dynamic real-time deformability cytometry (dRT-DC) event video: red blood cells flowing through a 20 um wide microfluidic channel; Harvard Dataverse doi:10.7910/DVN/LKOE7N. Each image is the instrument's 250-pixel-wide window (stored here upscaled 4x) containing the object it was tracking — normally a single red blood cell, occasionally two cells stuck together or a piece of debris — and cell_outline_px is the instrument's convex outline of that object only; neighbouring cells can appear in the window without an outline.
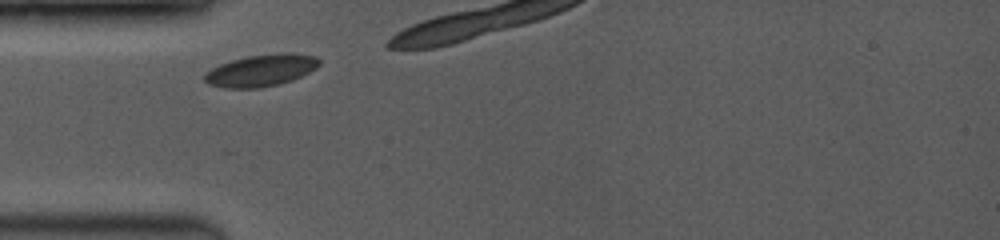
{"species": "common noctule bat (a hibernating species)", "species_latin": "Nyctalus noctula", "temperature_condition": "room temperature", "stored_images_in_passage": 4, "camera_frame_rate_fps": 3500, "um_per_image_px": 0.085, "animal": {"sex": "female", "body_mass_g": 19.0, "forearm_length_mm": 53.3}, "frame": {"image": 1, "passage_image": 1, "time_ms": 0.0, "image_size_px": [1000, 240], "cell_outline_px": [[320, 64], [316, 68], [292, 80], [260, 88], [224, 88], [208, 84], [204, 80], [204, 76], [212, 68], [220, 64], [232, 60], [248, 56], [284, 52], [292, 52], [316, 56], [320, 60]], "centroid_in_image_um": [22.21, 5.97], "position_along_channel_um": 62.8, "area_um2": 21.21}}